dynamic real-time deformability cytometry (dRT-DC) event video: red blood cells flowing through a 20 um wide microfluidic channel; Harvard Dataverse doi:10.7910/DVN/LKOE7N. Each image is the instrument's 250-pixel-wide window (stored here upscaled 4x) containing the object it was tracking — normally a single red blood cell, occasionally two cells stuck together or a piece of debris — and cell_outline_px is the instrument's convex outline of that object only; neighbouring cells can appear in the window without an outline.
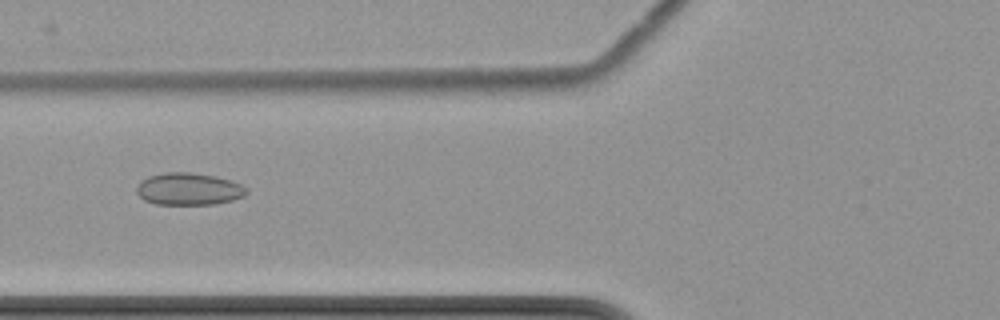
{"species": "common noctule bat (a hibernating species)", "species_latin": "Nyctalus noctula", "temperature_condition": "cold", "stored_images_in_passage": 10, "camera_frame_rate_fps": 3000, "um_per_image_px": 0.085, "animal": {"sex": "female", "body_mass_g": 22.7, "forearm_length_mm": 54.2}, "frame": {"image": 1, "passage_image": 6, "time_ms": 7.0, "image_size_px": [1000, 320], "cell_outline_px": [[248, 192], [244, 196], [232, 200], [212, 204], [156, 204], [144, 200], [136, 192], [136, 188], [140, 180], [148, 176], [164, 172], [192, 172], [216, 176], [240, 184], [248, 188]], "centroid_in_image_um": [16.02, 16.05], "position_along_channel_um": 109.8, "area_um2": 20.69}}
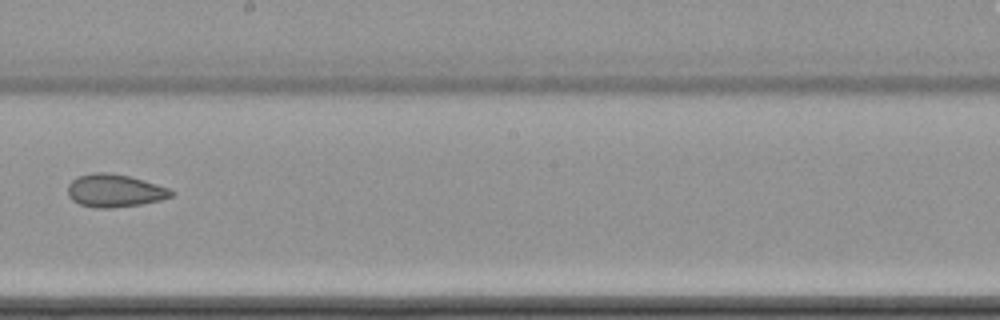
{"frame": {"image": 2, "passage_image": 9, "time_ms": 10.667, "image_size_px": [1000, 320], "cell_outline_px": [[176, 192], [172, 196], [160, 200], [140, 204], [108, 208], [96, 208], [80, 204], [72, 200], [68, 196], [68, 184], [72, 180], [80, 176], [92, 172], [108, 172], [128, 176], [144, 180], [168, 188]], "centroid_in_image_um": [9.74, 16.2], "position_along_channel_um": 238.5, "area_um2": 19.71}}
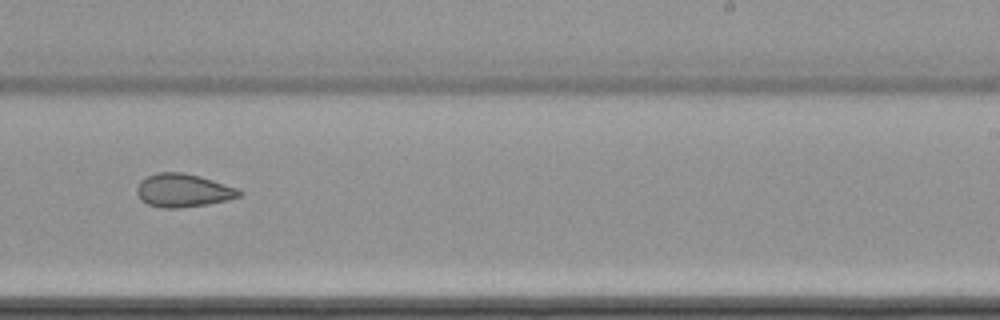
{"frame": {"image": 3, "passage_image": 10, "time_ms": 11.667, "image_size_px": [1000, 320], "cell_outline_px": [[244, 192], [240, 196], [228, 200], [208, 204], [180, 208], [160, 208], [148, 204], [140, 200], [136, 192], [136, 188], [148, 176], [156, 172], [184, 172], [200, 176], [240, 188]], "centroid_in_image_um": [15.61, 16.19], "position_along_channel_um": 273.4, "area_um2": 20.06}}